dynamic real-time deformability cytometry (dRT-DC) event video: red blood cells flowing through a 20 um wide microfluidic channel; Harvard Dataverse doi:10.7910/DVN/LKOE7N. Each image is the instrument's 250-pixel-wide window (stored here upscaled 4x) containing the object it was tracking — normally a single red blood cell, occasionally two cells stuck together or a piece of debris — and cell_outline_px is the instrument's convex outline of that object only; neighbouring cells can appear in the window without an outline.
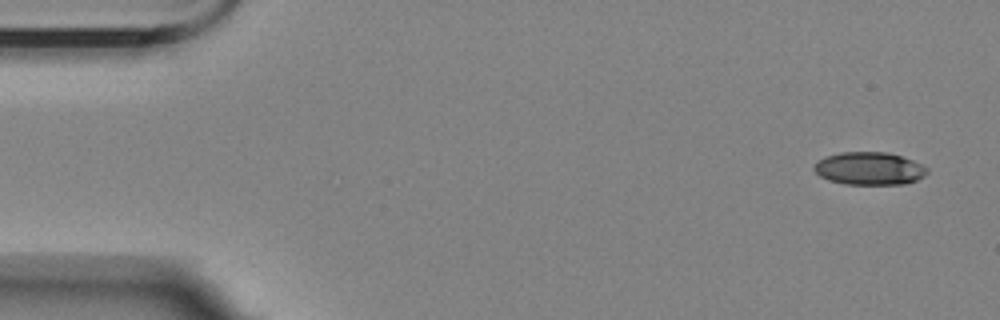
{"species": "Egyptian fruit bat (a non-hibernating species)", "species_latin": "Rousettus aegyptiacus", "temperature_condition": "room temperature", "stored_images_in_passage": 9, "camera_frame_rate_fps": 3000, "um_per_image_px": 0.085, "animal": {"sex": "female"}, "frame": {"image": 1, "passage_image": 1, "time_ms": 0.0, "image_size_px": [1000, 320], "cell_outline_px": [[928, 172], [924, 176], [916, 180], [904, 184], [844, 184], [828, 180], [820, 176], [812, 168], [824, 156], [840, 152], [888, 152], [912, 160], [928, 168]], "centroid_in_image_um": [73.88, 14.32], "position_along_channel_um": 11.1, "area_um2": 21.56}}
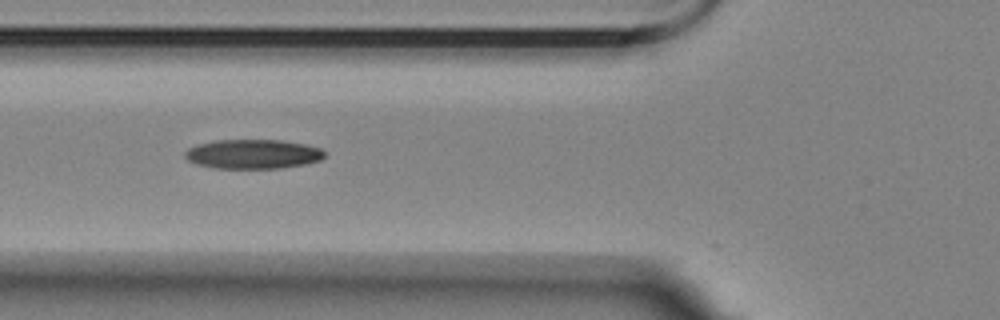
{"frame": {"image": 2, "passage_image": 6, "time_ms": 6.0, "image_size_px": [1000, 320], "cell_outline_px": [[324, 156], [320, 160], [304, 164], [280, 168], [212, 168], [196, 164], [188, 160], [184, 156], [184, 152], [188, 148], [200, 144], [216, 140], [280, 140], [304, 144], [320, 148], [324, 152]], "centroid_in_image_um": [21.47, 13.1], "position_along_channel_um": 104.3, "area_um2": 23.76}}
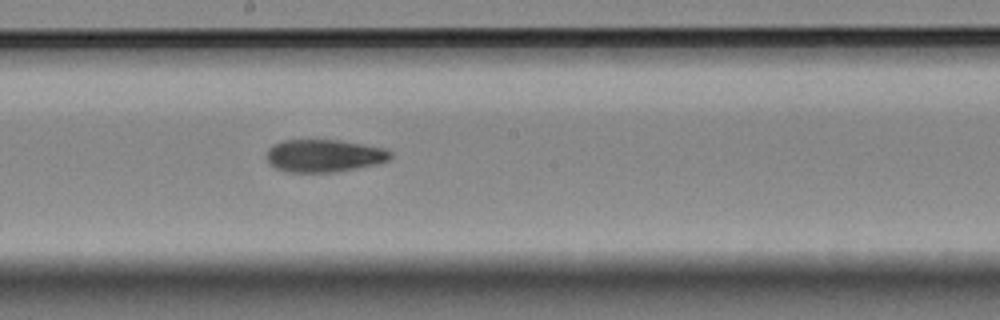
{"frame": {"image": 3, "passage_image": 9, "time_ms": 9.333, "image_size_px": [1000, 320], "cell_outline_px": [[392, 156], [388, 160], [376, 164], [336, 172], [288, 172], [276, 168], [264, 156], [268, 148], [272, 144], [284, 140], [340, 140], [384, 148], [392, 152]], "centroid_in_image_um": [27.52, 13.23], "position_along_channel_um": 220.7, "area_um2": 23.58}}